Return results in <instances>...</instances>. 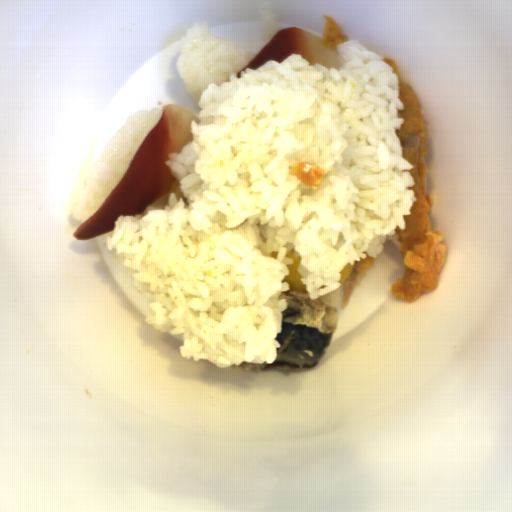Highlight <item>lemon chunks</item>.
<instances>
[{
	"label": "lemon chunks",
	"mask_w": 512,
	"mask_h": 512,
	"mask_svg": "<svg viewBox=\"0 0 512 512\" xmlns=\"http://www.w3.org/2000/svg\"><path fill=\"white\" fill-rule=\"evenodd\" d=\"M285 256L291 257L294 263L285 264L287 267L288 276L283 279L282 282H287L288 289L308 294L305 285L302 283L301 275L298 271L301 255L294 248Z\"/></svg>",
	"instance_id": "obj_1"
},
{
	"label": "lemon chunks",
	"mask_w": 512,
	"mask_h": 512,
	"mask_svg": "<svg viewBox=\"0 0 512 512\" xmlns=\"http://www.w3.org/2000/svg\"><path fill=\"white\" fill-rule=\"evenodd\" d=\"M357 260H354L353 264L350 262L340 270V284L344 283L348 276L351 274ZM339 284V285H340Z\"/></svg>",
	"instance_id": "obj_2"
}]
</instances>
